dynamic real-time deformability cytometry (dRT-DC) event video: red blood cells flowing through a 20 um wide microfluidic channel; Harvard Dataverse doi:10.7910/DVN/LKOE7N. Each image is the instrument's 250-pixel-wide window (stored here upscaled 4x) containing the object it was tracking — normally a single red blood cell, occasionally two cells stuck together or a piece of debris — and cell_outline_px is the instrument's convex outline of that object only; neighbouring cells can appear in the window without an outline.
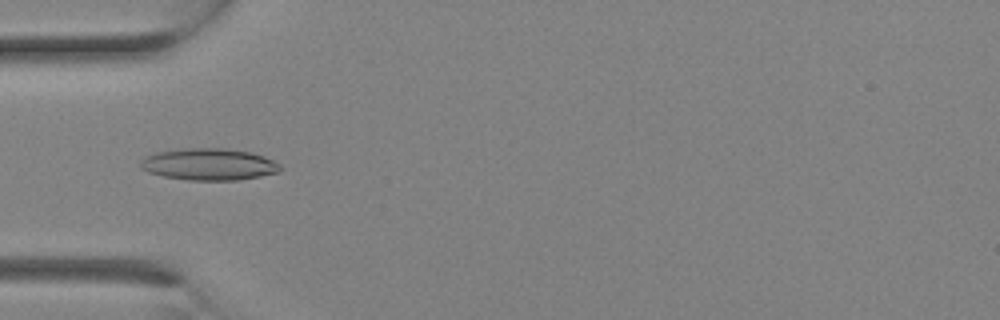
{"species": "Egyptian fruit bat (a non-hibernating species)", "species_latin": "Rousettus aegyptiacus", "temperature_condition": "room temperature", "stored_images_in_passage": 9, "camera_frame_rate_fps": 3000, "um_per_image_px": 0.085, "animal": {"sex": "female"}, "frame": {"image": 1, "passage_image": 8, "time_ms": 2.333, "image_size_px": [1000, 320], "cell_outline_px": [[284, 168], [280, 172], [260, 176], [236, 180], [188, 180], [164, 176], [148, 172], [140, 168], [140, 160], [144, 156], [156, 152], [180, 148], [228, 148], [252, 152], [264, 156], [280, 164]], "centroid_in_image_um": [17.76, 13.95], "position_along_channel_um": 67.2, "area_um2": 26.24}}